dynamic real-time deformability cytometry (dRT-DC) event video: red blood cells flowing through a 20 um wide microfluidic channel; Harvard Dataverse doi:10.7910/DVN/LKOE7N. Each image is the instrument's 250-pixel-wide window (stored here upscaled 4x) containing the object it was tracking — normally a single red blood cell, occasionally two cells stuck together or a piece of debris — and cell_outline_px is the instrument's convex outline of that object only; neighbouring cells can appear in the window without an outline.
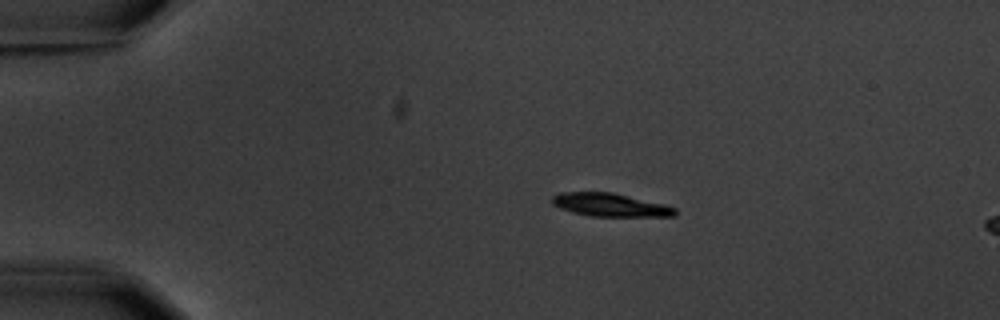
{"species": "common noctule bat (a hibernating species)", "species_latin": "Nyctalus noctula", "temperature_condition": "warm", "stored_images_in_passage": 4, "camera_frame_rate_fps": 3000, "um_per_image_px": 0.085, "animal": {"sex": "male", "body_mass_g": 20.1, "forearm_length_mm": 53.5}, "frame": {"image": 1, "passage_image": 2, "time_ms": 1.0, "image_size_px": [1000, 320], "cell_outline_px": [[676, 216], [592, 216], [572, 212], [560, 208], [552, 204], [552, 196], [560, 192], [612, 192], [664, 204], [676, 208]], "centroid_in_image_um": [51.85, 17.41], "position_along_channel_um": 33.1, "area_um2": 16.53}}